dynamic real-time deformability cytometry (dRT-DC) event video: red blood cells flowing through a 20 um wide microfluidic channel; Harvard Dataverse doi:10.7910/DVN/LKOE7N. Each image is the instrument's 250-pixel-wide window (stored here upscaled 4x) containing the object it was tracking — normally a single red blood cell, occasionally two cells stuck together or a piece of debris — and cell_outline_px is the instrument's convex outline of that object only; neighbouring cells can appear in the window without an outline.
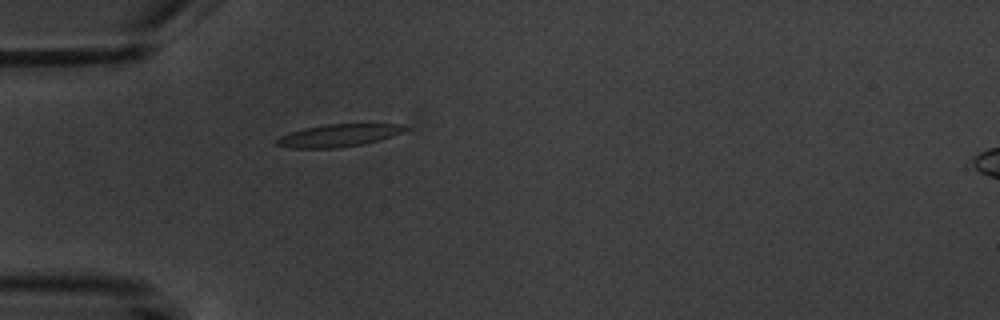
{"species": "common noctule bat (a hibernating species)", "species_latin": "Nyctalus noctula", "temperature_condition": "warm", "stored_images_in_passage": 1, "camera_frame_rate_fps": 3000, "um_per_image_px": 0.085, "animal": {"sex": "male", "body_mass_g": 20.1, "forearm_length_mm": 53.5}, "frame": {"image": 1, "passage_image": 1, "time_ms": 0.0, "image_size_px": [1000, 320], "cell_outline_px": [[408, 128], [392, 136], [380, 140], [364, 144], [336, 148], [292, 148], [276, 144], [276, 140], [280, 136], [304, 128], [324, 124], [404, 124]], "centroid_in_image_um": [28.78, 11.51], "position_along_channel_um": 56.2, "area_um2": 16.7}}